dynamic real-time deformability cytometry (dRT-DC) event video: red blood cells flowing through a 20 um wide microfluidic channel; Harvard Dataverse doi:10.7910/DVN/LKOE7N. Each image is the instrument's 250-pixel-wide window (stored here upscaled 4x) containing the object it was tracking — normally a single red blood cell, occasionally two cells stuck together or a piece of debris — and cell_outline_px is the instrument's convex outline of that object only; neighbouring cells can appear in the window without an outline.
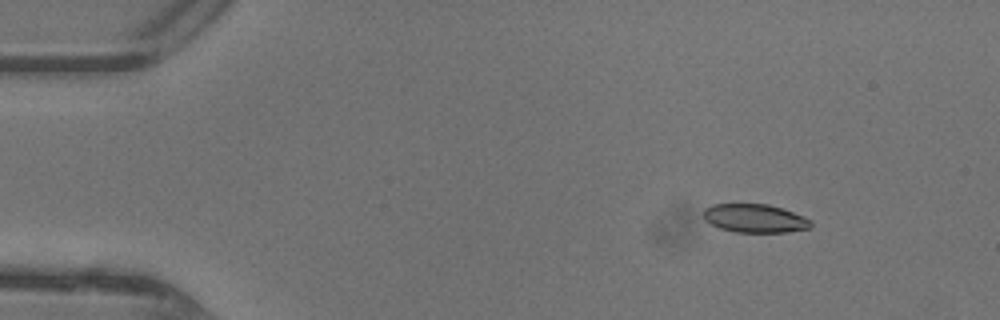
{"species": "common noctule bat (a hibernating species)", "species_latin": "Nyctalus noctula", "temperature_condition": "warm", "stored_images_in_passage": 42, "camera_frame_rate_fps": 3000, "um_per_image_px": 0.085, "animal": {"sex": "female"}, "frame": {"image": 1, "passage_image": 1, "time_ms": 0.0, "image_size_px": [1000, 320], "cell_outline_px": [[812, 228], [788, 232], [736, 232], [720, 228], [704, 220], [704, 208], [712, 204], [768, 204], [792, 212], [812, 220]], "centroid_in_image_um": [64.17, 18.56], "position_along_channel_um": 20.8, "area_um2": 17.8}}
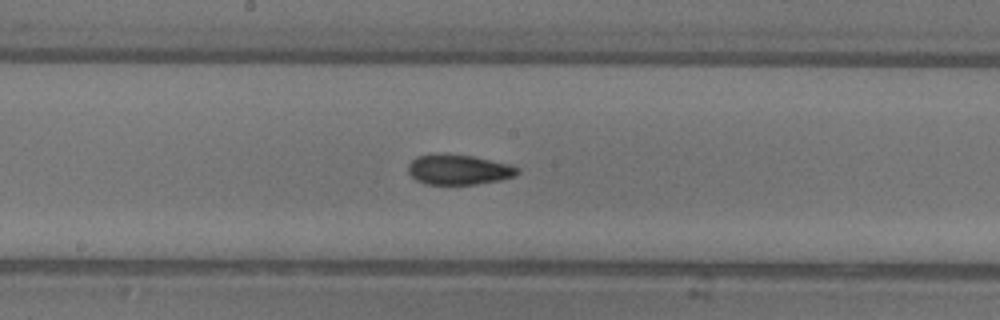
{"frame": {"image": 2, "passage_image": 20, "time_ms": 6.333, "image_size_px": [1000, 320], "cell_outline_px": [[520, 172], [516, 176], [500, 180], [476, 184], [424, 184], [416, 180], [408, 172], [408, 164], [416, 156], [432, 152], [440, 152], [472, 156], [512, 164], [520, 168]], "centroid_in_image_um": [38.98, 14.39], "position_along_channel_um": 209.2, "area_um2": 19.71}}
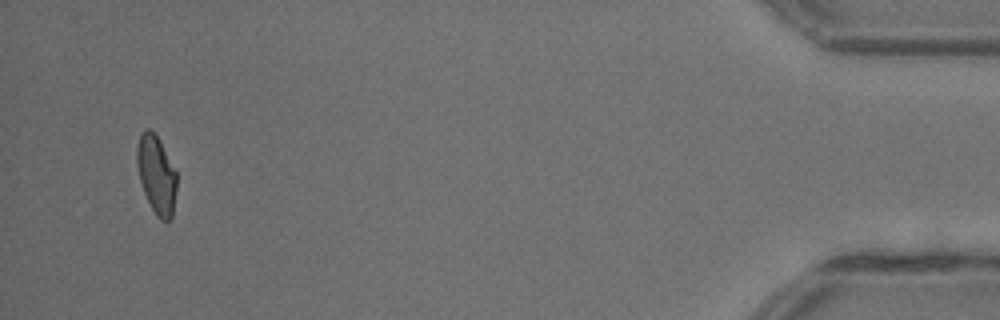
{"frame": {"image": 3, "passage_image": 40, "time_ms": 13.0, "image_size_px": [1000, 320], "cell_outline_px": [[176, 188], [172, 216], [168, 220], [160, 220], [156, 216], [144, 192], [140, 180], [136, 164], [136, 148], [140, 132], [144, 128], [148, 128], [156, 136], [176, 172]], "centroid_in_image_um": [13.26, 14.84], "position_along_channel_um": 421.9, "area_um2": 17.8}, "authors_computed_cell_mechanics": {"area_um2": 18.8717, "velocity_mm_per_s": 4.4402, "shape_relaxation_time_tau1_ms": 7.3303, "shape_relaxation_time_tau2_ms": 1.7841, "deformation_change_tau1": 0.213, "deformation_change_tau2": 0.0853}}